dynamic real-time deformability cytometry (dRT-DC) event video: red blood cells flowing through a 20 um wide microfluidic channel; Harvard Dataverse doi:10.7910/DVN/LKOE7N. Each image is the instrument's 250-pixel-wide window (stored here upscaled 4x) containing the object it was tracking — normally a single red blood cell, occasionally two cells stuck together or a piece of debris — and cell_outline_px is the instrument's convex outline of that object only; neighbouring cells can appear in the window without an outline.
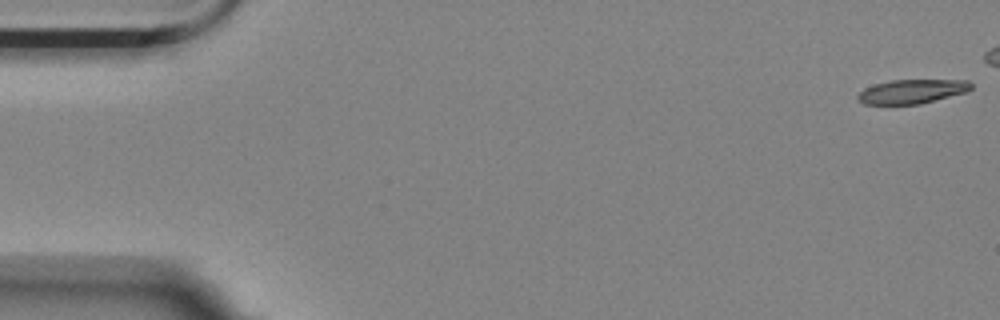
{"species": "Egyptian fruit bat (a non-hibernating species)", "species_latin": "Rousettus aegyptiacus", "temperature_condition": "room temperature", "stored_images_in_passage": 24, "camera_frame_rate_fps": 3000, "um_per_image_px": 0.085, "animal": {"sex": "female"}, "frame": {"image": 1, "passage_image": 1, "time_ms": 0.0, "image_size_px": [1000, 320], "cell_outline_px": [[972, 88], [968, 92], [920, 104], [864, 104], [856, 100], [856, 96], [864, 88], [876, 84], [892, 80], [968, 80], [972, 84]], "centroid_in_image_um": [77.53, 7.78], "position_along_channel_um": 7.5, "area_um2": 16.01}}
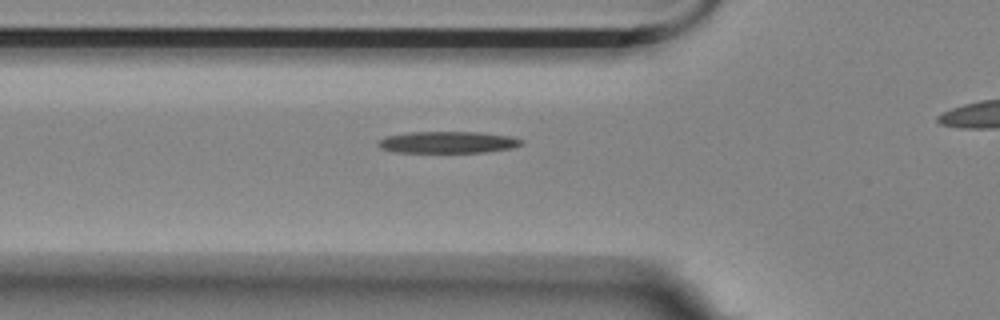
{"frame": {"image": 2, "passage_image": 19, "time_ms": 6.0, "image_size_px": [1000, 320], "cell_outline_px": [[524, 144], [512, 148], [484, 152], [396, 152], [380, 148], [376, 144], [384, 136], [408, 132], [480, 132], [512, 136], [524, 140]], "centroid_in_image_um": [38.08, 12.08], "position_along_channel_um": 87.7, "area_um2": 18.26}}
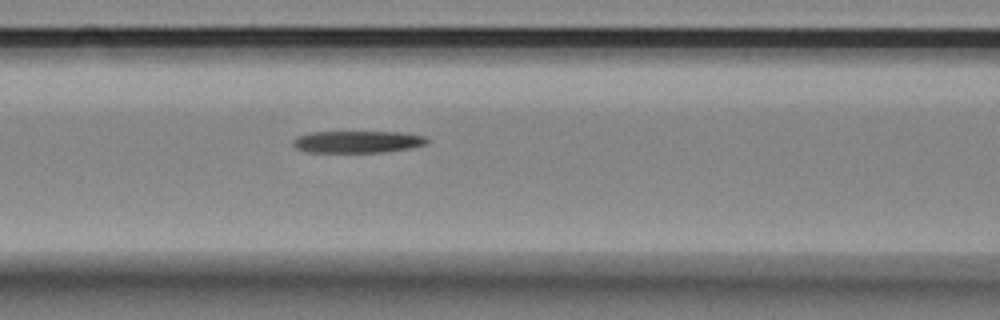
{"frame": {"image": 3, "passage_image": 23, "time_ms": 7.333, "image_size_px": [1000, 320], "cell_outline_px": [[428, 144], [412, 148], [388, 152], [308, 152], [296, 148], [292, 144], [292, 140], [296, 136], [312, 132], [404, 132], [424, 136], [428, 140]], "centroid_in_image_um": [30.41, 12.05], "position_along_channel_um": 136.2, "area_um2": 17.4}}